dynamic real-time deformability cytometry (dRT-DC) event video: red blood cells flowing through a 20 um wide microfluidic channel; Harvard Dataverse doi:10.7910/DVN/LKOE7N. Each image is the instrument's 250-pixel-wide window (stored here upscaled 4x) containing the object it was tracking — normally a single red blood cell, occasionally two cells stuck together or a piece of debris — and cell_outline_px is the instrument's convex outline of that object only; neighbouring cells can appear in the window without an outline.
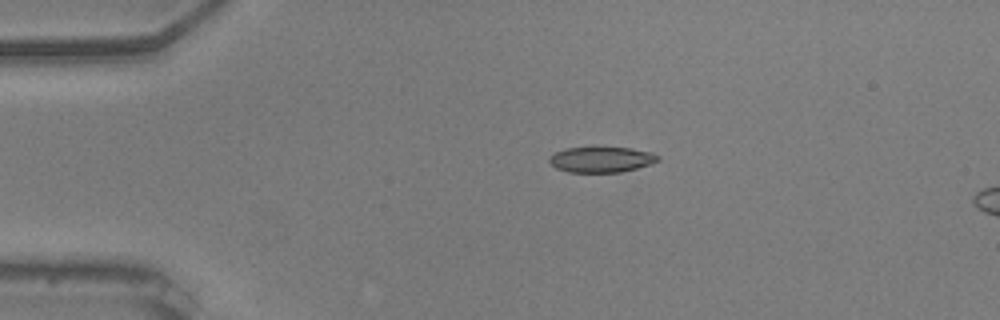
{"species": "common noctule bat (a hibernating species)", "species_latin": "Nyctalus noctula", "temperature_condition": "warm", "stored_images_in_passage": 44, "camera_frame_rate_fps": 3000, "um_per_image_px": 0.085, "animal": {"sex": "male", "body_mass_g": 20.5, "forearm_length_mm": 52.5}, "frame": {"image": 1, "passage_image": 1, "time_ms": 0.0, "image_size_px": [1000, 320], "cell_outline_px": [[660, 160], [652, 164], [620, 172], [568, 172], [556, 168], [548, 160], [556, 152], [564, 148], [632, 148], [652, 152], [660, 156]], "centroid_in_image_um": [51.16, 13.56], "position_along_channel_um": 33.8, "area_um2": 16.07}}
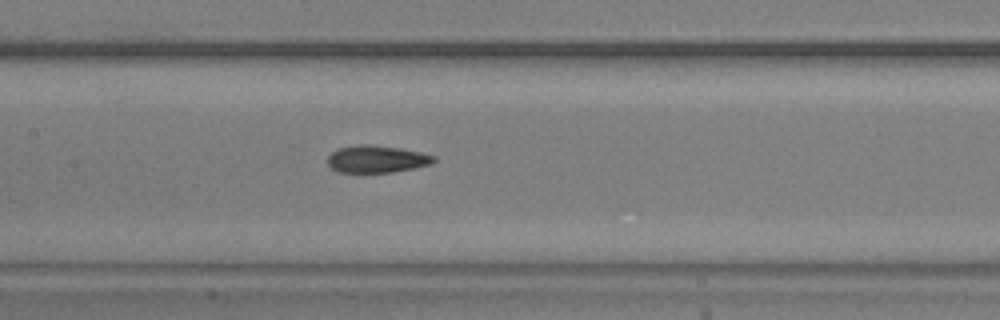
{"frame": {"image": 2, "passage_image": 16, "time_ms": 5.0, "image_size_px": [1000, 320], "cell_outline_px": [[436, 160], [432, 164], [416, 168], [392, 172], [340, 172], [332, 168], [328, 164], [328, 156], [336, 148], [360, 144], [368, 144], [400, 148], [420, 152], [436, 156]], "centroid_in_image_um": [32.04, 13.51], "position_along_channel_um": 175.4, "area_um2": 16.94}}
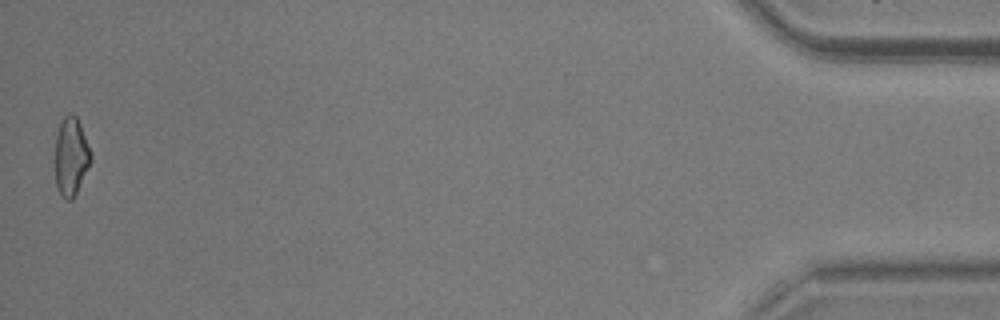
{"frame": {"image": 3, "passage_image": 44, "time_ms": 14.333, "image_size_px": [1000, 320], "cell_outline_px": [[92, 160], [72, 200], [68, 200], [56, 188], [56, 136], [60, 124], [64, 116], [68, 112], [72, 112], [76, 116], [80, 124], [92, 156]], "centroid_in_image_um": [6.04, 13.27], "position_along_channel_um": 429.2, "area_um2": 15.95}, "authors_computed_cell_mechanics": {"area_um2": 16.7042, "velocity_mm_per_s": 3.7118, "shape_relaxation_time_tau1_ms": 5.7346, "shape_relaxation_time_tau2_ms": 2.7881, "deformation_change_tau1": 0.1821, "deformation_change_tau2": 0.1005}}